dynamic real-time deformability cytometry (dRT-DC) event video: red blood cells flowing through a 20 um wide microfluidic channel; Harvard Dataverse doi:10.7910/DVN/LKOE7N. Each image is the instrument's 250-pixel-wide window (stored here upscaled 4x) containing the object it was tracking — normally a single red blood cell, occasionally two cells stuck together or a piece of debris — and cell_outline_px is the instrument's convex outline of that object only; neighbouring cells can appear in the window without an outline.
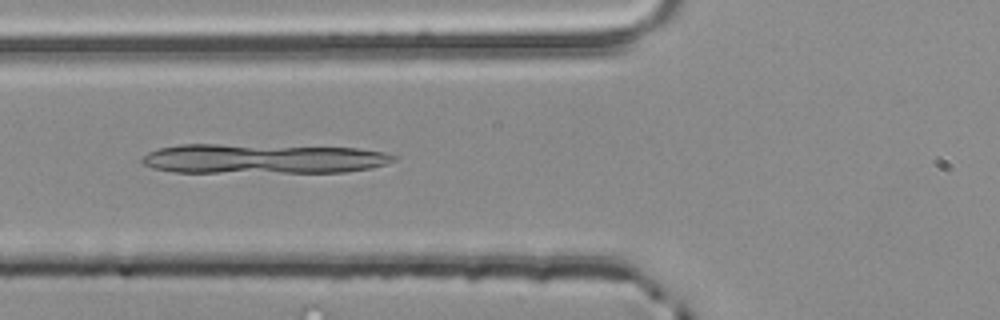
{"species": "common noctule bat (a hibernating species)", "species_latin": "Nyctalus noctula", "temperature_condition": "room temperature", "stored_images_in_passage": 32, "camera_frame_rate_fps": 3000, "um_per_image_px": 0.085, "animal": {"sex": "male", "body_mass_g": 20.4}, "frame": {"image": 1, "passage_image": 5, "time_ms": 1.333, "image_size_px": [1000, 320], "cell_outline_px": [[396, 160], [388, 164], [372, 168], [344, 172], [172, 172], [152, 168], [144, 164], [140, 160], [148, 152], [160, 148], [180, 144], [220, 144], [360, 148], [384, 152], [396, 156]], "centroid_in_image_um": [22.37, 13.49], "position_along_channel_um": 103.4, "area_um2": 43.75}}
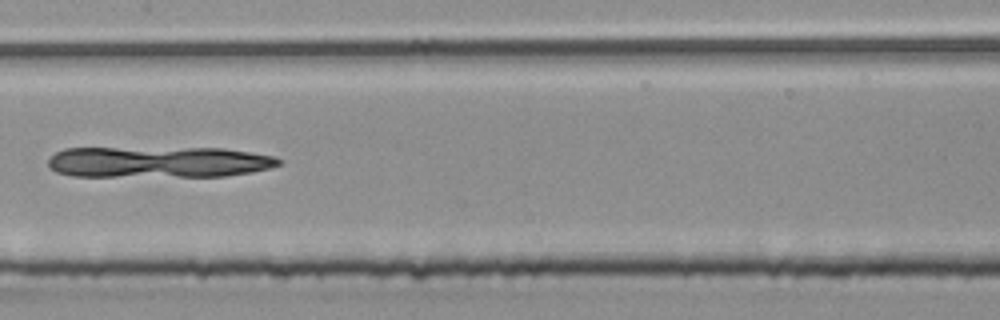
{"frame": {"image": 2, "passage_image": 12, "time_ms": 3.667, "image_size_px": [1000, 320], "cell_outline_px": [[284, 160], [280, 164], [268, 168], [252, 172], [224, 176], [72, 176], [56, 172], [48, 164], [48, 160], [56, 152], [64, 148], [224, 148], [276, 156]], "centroid_in_image_um": [13.5, 13.76], "position_along_channel_um": 193.9, "area_um2": 42.02}}
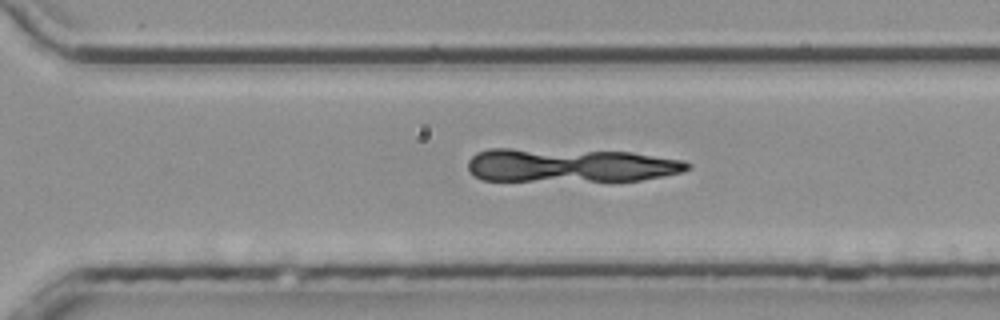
{"frame": {"image": 3, "passage_image": 22, "time_ms": 7.0, "image_size_px": [1000, 320], "cell_outline_px": [[692, 168], [680, 172], [640, 180], [480, 180], [468, 168], [468, 160], [476, 152], [488, 148], [508, 148], [632, 152], [684, 160], [692, 164]], "centroid_in_image_um": [48.46, 14.03], "position_along_channel_um": 322.1, "area_um2": 43.0}}